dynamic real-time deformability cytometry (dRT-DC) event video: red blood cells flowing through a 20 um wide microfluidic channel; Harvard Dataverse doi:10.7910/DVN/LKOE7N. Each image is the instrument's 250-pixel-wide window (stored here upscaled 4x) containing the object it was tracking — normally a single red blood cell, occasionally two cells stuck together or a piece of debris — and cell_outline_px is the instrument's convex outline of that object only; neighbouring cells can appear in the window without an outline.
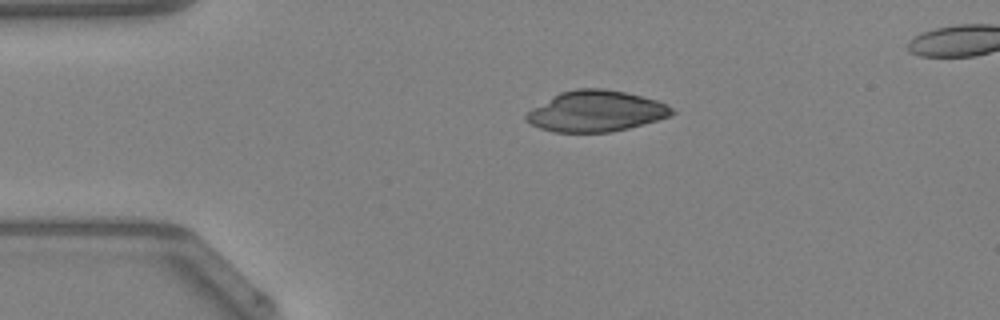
{"species": "Egyptian fruit bat (a non-hibernating species)", "species_latin": "Rousettus aegyptiacus", "temperature_condition": "warm", "stored_images_in_passage": 16, "camera_frame_rate_fps": 3000, "um_per_image_px": 0.085, "animal": {"sex": "female"}, "frame": {"image": 1, "passage_image": 1, "time_ms": 0.0, "image_size_px": [1000, 320], "cell_outline_px": [[676, 112], [672, 116], [628, 128], [608, 132], [552, 132], [540, 128], [524, 120], [524, 116], [532, 108], [560, 92], [576, 88], [604, 88], [624, 92], [656, 100], [672, 108]], "centroid_in_image_um": [50.64, 9.45], "position_along_channel_um": 34.4, "area_um2": 34.56}}
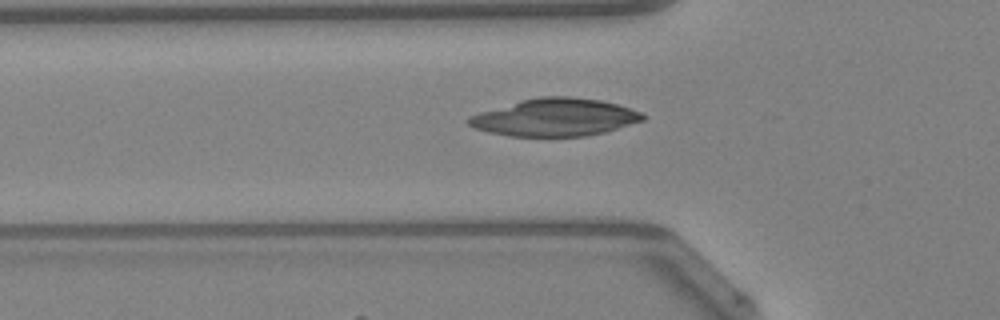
{"frame": {"image": 2, "passage_image": 7, "time_ms": 2.0, "image_size_px": [1000, 320], "cell_outline_px": [[648, 116], [644, 120], [604, 132], [584, 136], [508, 136], [488, 132], [472, 128], [464, 120], [468, 116], [480, 112], [520, 100], [540, 96], [568, 96], [600, 100], [616, 104], [640, 112]], "centroid_in_image_um": [47.12, 9.97], "position_along_channel_um": 78.7, "area_um2": 38.15}}